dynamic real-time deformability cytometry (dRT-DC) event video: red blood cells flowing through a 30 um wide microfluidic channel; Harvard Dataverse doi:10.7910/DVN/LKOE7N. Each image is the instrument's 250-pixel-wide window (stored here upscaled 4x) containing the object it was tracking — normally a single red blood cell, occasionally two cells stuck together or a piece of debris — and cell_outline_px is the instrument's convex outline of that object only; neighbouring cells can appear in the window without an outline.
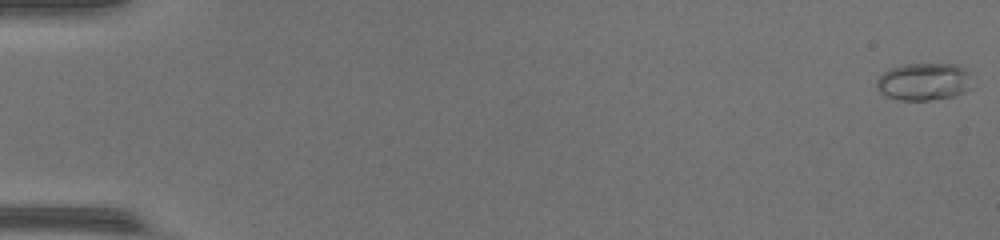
{"species": "common noctule bat (a hibernating species)", "species_latin": "Nyctalus noctula", "temperature_condition": "warm", "stored_images_in_passage": 53, "camera_frame_rate_fps": 3000, "um_per_image_px": 0.085, "animal": {"sex": "female", "body_mass_g": 17.0, "forearm_length_mm": 48.0}, "frame": {"image": 1, "passage_image": 1, "time_ms": 0.0, "image_size_px": [1000, 240], "cell_outline_px": [[972, 88], [964, 92], [952, 96], [928, 100], [900, 100], [888, 96], [880, 92], [876, 88], [876, 80], [884, 72], [892, 68], [904, 64], [956, 64], [972, 72]], "centroid_in_image_um": [78.58, 6.93], "position_along_channel_um": 6.4, "area_um2": 21.04}}
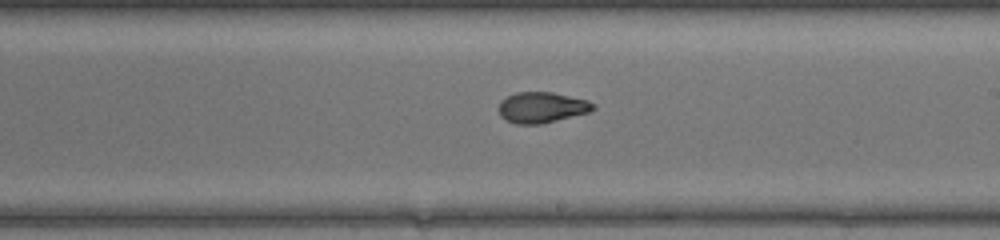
{"frame": {"image": 2, "passage_image": 32, "time_ms": 10.333, "image_size_px": [1000, 240], "cell_outline_px": [[596, 108], [588, 112], [540, 124], [516, 124], [500, 116], [500, 100], [516, 92], [552, 92], [588, 100], [596, 104]], "centroid_in_image_um": [46.07, 9.12], "position_along_channel_um": 242.9, "area_um2": 16.76}}
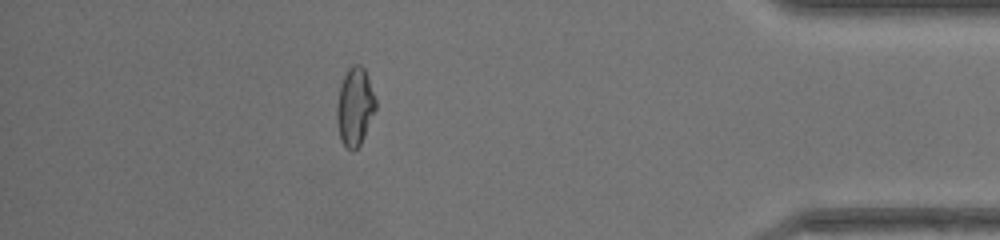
{"frame": {"image": 3, "passage_image": 47, "time_ms": 15.333, "image_size_px": [1000, 240], "cell_outline_px": [[376, 108], [364, 136], [360, 144], [352, 152], [340, 140], [336, 120], [336, 108], [340, 84], [348, 68], [352, 64], [360, 64], [364, 68], [368, 76], [376, 100]], "centroid_in_image_um": [30.15, 9.04], "position_along_channel_um": 405.1, "area_um2": 17.74}}